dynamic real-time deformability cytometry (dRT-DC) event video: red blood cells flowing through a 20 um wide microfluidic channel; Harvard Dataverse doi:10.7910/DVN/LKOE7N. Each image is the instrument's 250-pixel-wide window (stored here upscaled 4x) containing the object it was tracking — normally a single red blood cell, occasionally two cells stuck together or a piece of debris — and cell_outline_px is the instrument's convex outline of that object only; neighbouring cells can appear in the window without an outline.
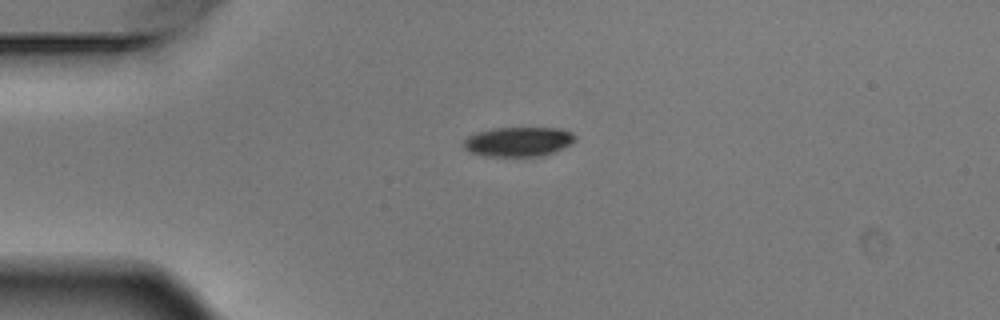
{"species": "Egyptian fruit bat (a non-hibernating species)", "species_latin": "Rousettus aegyptiacus", "temperature_condition": "warm", "stored_images_in_passage": 1, "camera_frame_rate_fps": 3000, "um_per_image_px": 0.085, "animal": {"sex": "male"}, "frame": {"image": 1, "passage_image": 1, "time_ms": 0.0, "image_size_px": [1000, 320], "cell_outline_px": [[576, 140], [572, 144], [564, 148], [544, 156], [484, 156], [472, 152], [464, 148], [464, 140], [468, 136], [476, 132], [492, 128], [560, 128], [572, 132], [576, 136]], "centroid_in_image_um": [44.1, 12.04], "position_along_channel_um": 40.9, "area_um2": 19.36}}